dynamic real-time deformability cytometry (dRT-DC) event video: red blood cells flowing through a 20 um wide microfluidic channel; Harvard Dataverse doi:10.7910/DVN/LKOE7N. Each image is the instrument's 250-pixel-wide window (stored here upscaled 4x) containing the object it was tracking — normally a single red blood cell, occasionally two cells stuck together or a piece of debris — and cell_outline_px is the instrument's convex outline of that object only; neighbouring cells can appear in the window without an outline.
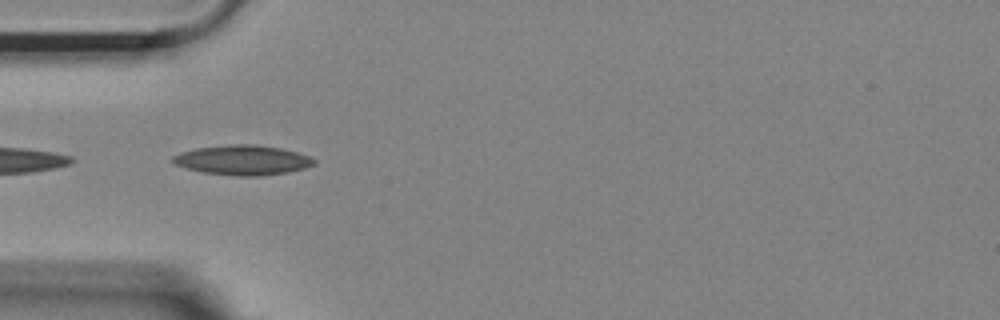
{"species": "Egyptian fruit bat (a non-hibernating species)", "species_latin": "Rousettus aegyptiacus", "temperature_condition": "room temperature", "stored_images_in_passage": 3, "camera_frame_rate_fps": 3000, "um_per_image_px": 0.085, "animal": {"sex": "female"}, "frame": {"image": 1, "passage_image": 1, "time_ms": 0.0, "image_size_px": [1000, 320], "cell_outline_px": [[316, 164], [304, 168], [288, 172], [260, 176], [236, 176], [204, 172], [188, 168], [176, 164], [172, 160], [172, 156], [180, 152], [196, 148], [228, 144], [256, 144], [280, 148], [296, 152], [308, 156], [316, 160]], "centroid_in_image_um": [20.64, 13.6], "position_along_channel_um": 64.4, "area_um2": 24.45}}